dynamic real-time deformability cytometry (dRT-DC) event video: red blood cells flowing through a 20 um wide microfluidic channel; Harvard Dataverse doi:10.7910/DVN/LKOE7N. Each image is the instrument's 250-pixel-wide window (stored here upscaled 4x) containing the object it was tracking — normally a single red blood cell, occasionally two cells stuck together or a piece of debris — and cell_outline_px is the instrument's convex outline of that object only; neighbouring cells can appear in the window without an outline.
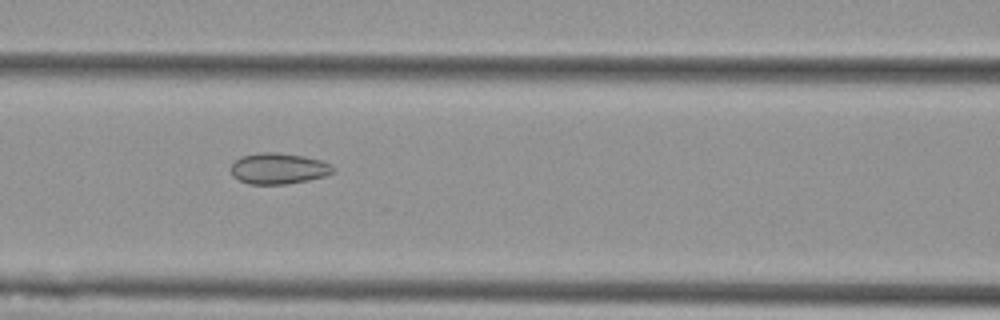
{"species": "Egyptian fruit bat (a non-hibernating species)", "species_latin": "Rousettus aegyptiacus", "temperature_condition": "cold", "stored_images_in_passage": 10, "camera_frame_rate_fps": 3000, "um_per_image_px": 0.085, "animal": {"sex": "female"}, "frame": {"image": 1, "passage_image": 7, "time_ms": 2.0, "image_size_px": [1000, 320], "cell_outline_px": [[336, 172], [324, 176], [308, 180], [284, 184], [248, 184], [232, 176], [232, 164], [240, 156], [260, 152], [280, 152], [304, 156], [320, 160], [332, 164], [336, 168]], "centroid_in_image_um": [23.71, 14.31], "position_along_channel_um": 142.9, "area_um2": 18.61}}
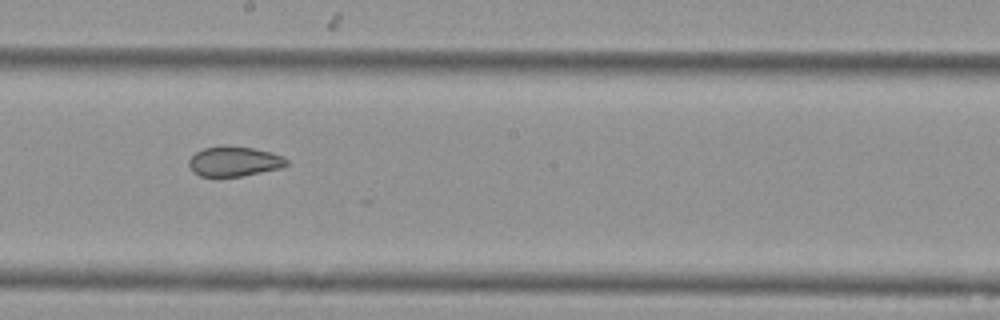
{"frame": {"image": 2, "passage_image": 9, "time_ms": 2.667, "image_size_px": [1000, 320], "cell_outline_px": [[288, 164], [284, 168], [240, 176], [200, 176], [192, 172], [188, 164], [188, 160], [196, 152], [204, 148], [224, 144], [252, 148], [272, 152], [284, 156], [288, 160]], "centroid_in_image_um": [19.92, 13.7], "position_along_channel_um": 228.3, "area_um2": 17.34}}
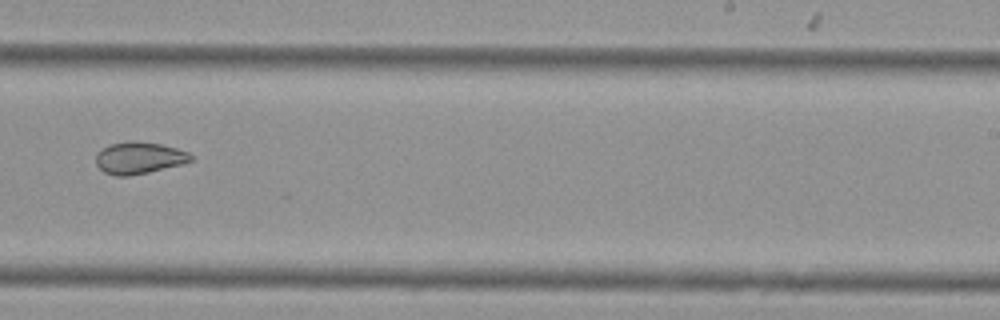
{"frame": {"image": 3, "passage_image": 10, "time_ms": 3.0, "image_size_px": [1000, 320], "cell_outline_px": [[192, 160], [184, 164], [148, 172], [128, 176], [116, 176], [104, 172], [96, 164], [96, 152], [108, 144], [128, 140], [136, 140], [160, 144], [176, 148], [188, 152], [192, 156]], "centroid_in_image_um": [11.79, 13.4], "position_along_channel_um": 277.2, "area_um2": 17.86}}